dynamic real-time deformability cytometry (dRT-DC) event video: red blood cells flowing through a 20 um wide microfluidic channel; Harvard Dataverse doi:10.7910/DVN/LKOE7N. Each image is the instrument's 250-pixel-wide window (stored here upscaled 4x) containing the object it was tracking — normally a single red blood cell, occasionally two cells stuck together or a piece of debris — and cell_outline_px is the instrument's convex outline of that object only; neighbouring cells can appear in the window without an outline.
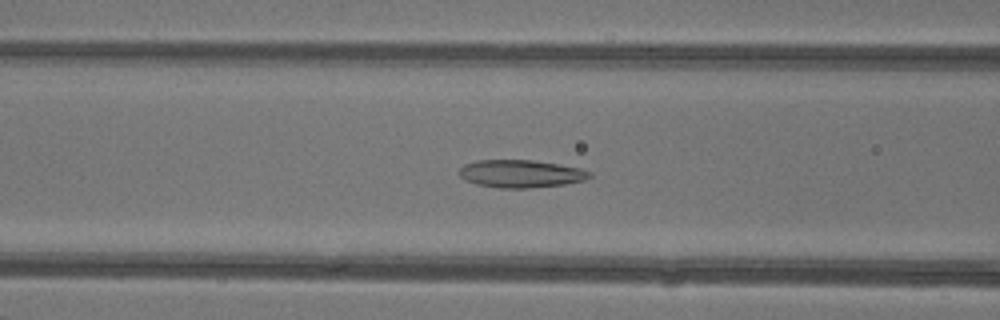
{"species": "common noctule bat (a hibernating species)", "species_latin": "Nyctalus noctula", "temperature_condition": "warm", "stored_images_in_passage": 47, "camera_frame_rate_fps": 3000, "um_per_image_px": 0.085, "animal": {"sex": "female"}, "frame": {"image": 1, "passage_image": 19, "time_ms": 6.0, "image_size_px": [1000, 320], "cell_outline_px": [[592, 176], [584, 180], [564, 184], [528, 188], [500, 188], [476, 184], [464, 180], [460, 176], [460, 168], [464, 164], [480, 160], [532, 160], [580, 168], [592, 172]], "centroid_in_image_um": [44.26, 14.77], "position_along_channel_um": 122.3, "area_um2": 20.92}}
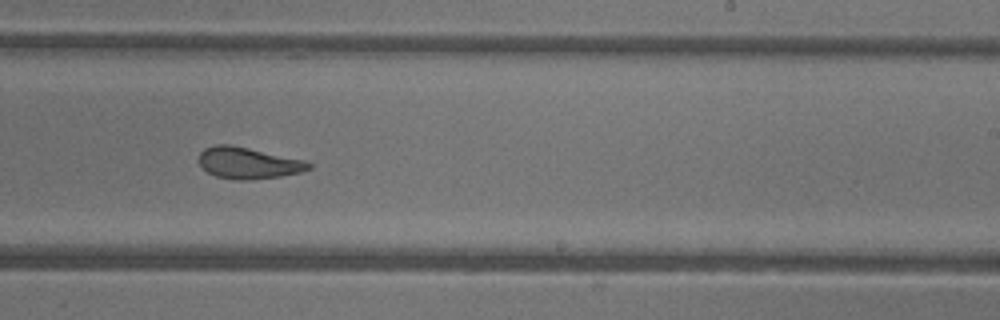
{"frame": {"image": 2, "passage_image": 29, "time_ms": 9.333, "image_size_px": [1000, 320], "cell_outline_px": [[312, 168], [300, 172], [280, 176], [244, 180], [236, 180], [216, 176], [208, 172], [200, 164], [200, 152], [204, 148], [216, 144], [228, 144], [308, 160], [312, 164]], "centroid_in_image_um": [21.14, 13.85], "position_along_channel_um": 267.9, "area_um2": 20.06}}
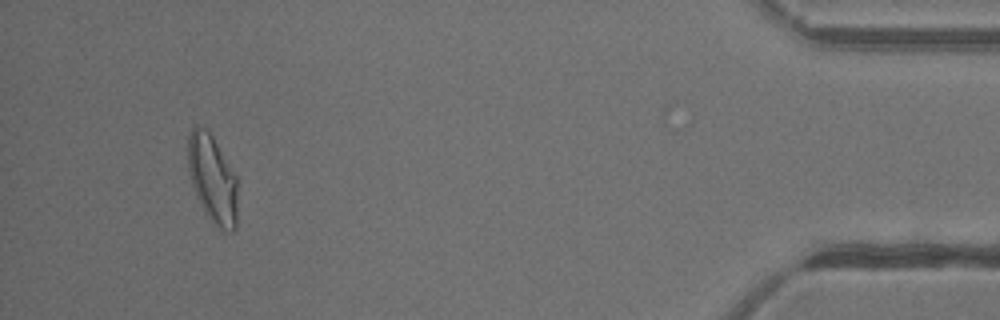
{"frame": {"image": 3, "passage_image": 44, "time_ms": 14.333, "image_size_px": [1000, 320], "cell_outline_px": [[236, 228], [232, 232], [224, 232], [216, 228], [204, 212], [196, 196], [192, 184], [188, 168], [188, 136], [192, 128], [196, 124], [208, 128], [236, 176]], "centroid_in_image_um": [18.04, 15.22], "position_along_channel_um": 417.2, "area_um2": 25.66}, "authors_computed_cell_mechanics": {"area_um2": 22.6576, "velocity_mm_per_s": 4.3838, "shape_relaxation_time_tau1_ms": 8.7381, "shape_relaxation_time_tau2_ms": 1.3595, "deformation_change_tau1": 0.2585, "deformation_change_tau2": 0.0968}}